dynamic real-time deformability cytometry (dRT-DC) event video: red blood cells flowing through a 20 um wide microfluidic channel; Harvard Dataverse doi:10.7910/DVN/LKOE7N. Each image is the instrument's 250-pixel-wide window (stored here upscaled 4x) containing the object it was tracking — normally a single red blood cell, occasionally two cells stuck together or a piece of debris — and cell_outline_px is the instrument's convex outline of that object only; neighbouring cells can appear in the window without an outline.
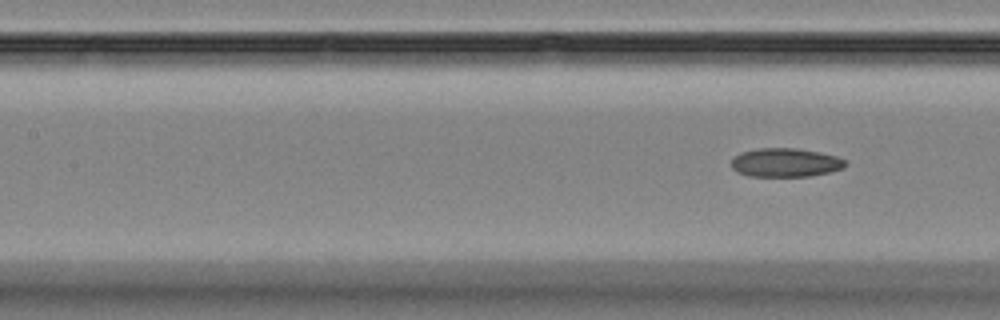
{"species": "Egyptian fruit bat (a non-hibernating species)", "species_latin": "Rousettus aegyptiacus", "temperature_condition": "room temperature", "stored_images_in_passage": 7, "segment_of_instrument_passage": [2, 2], "camera_frame_rate_fps": 3000, "um_per_image_px": 0.085, "animal": {"sex": "female"}, "frame": {"image": 1, "passage_image": 7, "time_ms": 7.667, "image_size_px": [1000, 320], "cell_outline_px": [[848, 164], [844, 168], [828, 172], [808, 176], [748, 176], [736, 172], [732, 168], [732, 160], [740, 152], [756, 148], [796, 148], [820, 152], [836, 156], [844, 160]], "centroid_in_image_um": [66.75, 13.81], "position_along_channel_um": 140.7, "area_um2": 19.13}}